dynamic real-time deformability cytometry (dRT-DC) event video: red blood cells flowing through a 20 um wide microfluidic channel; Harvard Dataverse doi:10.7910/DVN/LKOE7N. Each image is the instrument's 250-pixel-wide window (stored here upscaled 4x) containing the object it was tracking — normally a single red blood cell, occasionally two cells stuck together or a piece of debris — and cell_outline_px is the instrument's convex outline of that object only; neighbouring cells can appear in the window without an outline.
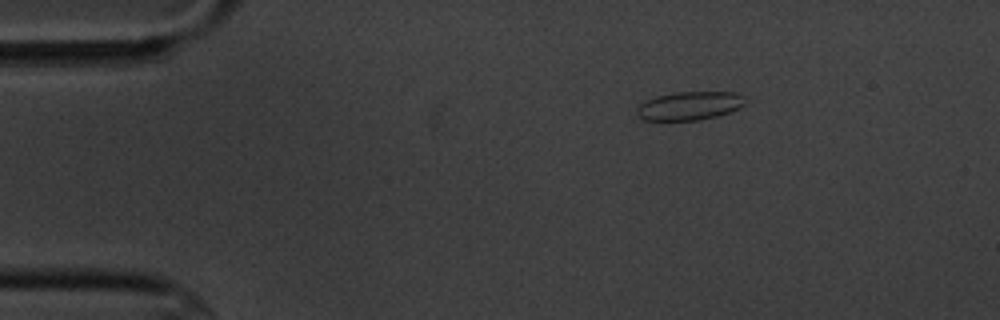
{"species": "common noctule bat (a hibernating species)", "species_latin": "Nyctalus noctula", "temperature_condition": "cold", "stored_images_in_passage": 3, "camera_frame_rate_fps": 3000, "um_per_image_px": 0.085, "animal": {"sex": "male", "body_mass_g": 20.1, "forearm_length_mm": 53.5}, "frame": {"image": 1, "passage_image": 1, "time_ms": 0.0, "image_size_px": [1000, 320], "cell_outline_px": [[744, 104], [740, 108], [716, 116], [700, 120], [644, 120], [636, 112], [636, 108], [640, 104], [656, 96], [676, 92], [736, 92], [744, 96]], "centroid_in_image_um": [58.62, 8.99], "position_along_channel_um": 26.4, "area_um2": 17.86}}